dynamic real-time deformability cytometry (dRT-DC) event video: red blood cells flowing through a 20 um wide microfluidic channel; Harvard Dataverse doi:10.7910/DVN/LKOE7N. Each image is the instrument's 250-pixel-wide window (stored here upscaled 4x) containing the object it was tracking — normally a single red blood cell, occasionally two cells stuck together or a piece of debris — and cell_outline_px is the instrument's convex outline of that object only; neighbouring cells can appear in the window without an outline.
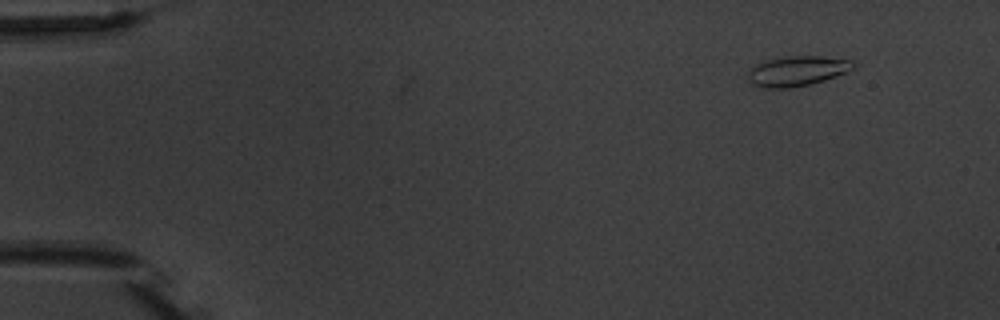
{"species": "common noctule bat (a hibernating species)", "species_latin": "Nyctalus noctula", "temperature_condition": "warm", "stored_images_in_passage": 8, "camera_frame_rate_fps": 3000, "um_per_image_px": 0.085, "animal": {"sex": "male", "body_mass_g": 20.1, "forearm_length_mm": 53.5}, "frame": {"image": 1, "passage_image": 1, "time_ms": 0.0, "image_size_px": [1000, 320], "cell_outline_px": [[856, 64], [848, 72], [824, 80], [808, 84], [788, 88], [760, 88], [752, 84], [748, 76], [748, 72], [756, 64], [764, 60], [792, 56], [820, 56], [852, 60]], "centroid_in_image_um": [67.75, 6.03], "position_along_channel_um": 17.2, "area_um2": 18.32}}
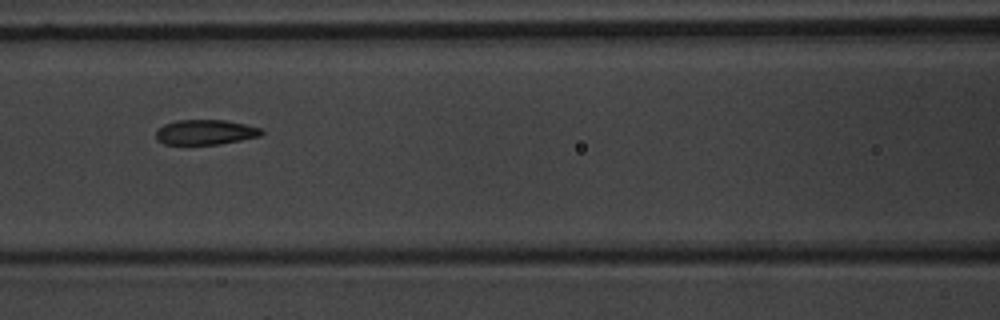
{"frame": {"image": 2, "passage_image": 5, "time_ms": 6.667, "image_size_px": [1000, 320], "cell_outline_px": [[264, 132], [260, 136], [220, 144], [164, 144], [156, 140], [156, 132], [164, 124], [176, 120], [224, 120], [244, 124], [260, 128]], "centroid_in_image_um": [17.44, 11.23], "position_along_channel_um": 149.2, "area_um2": 15.26}}
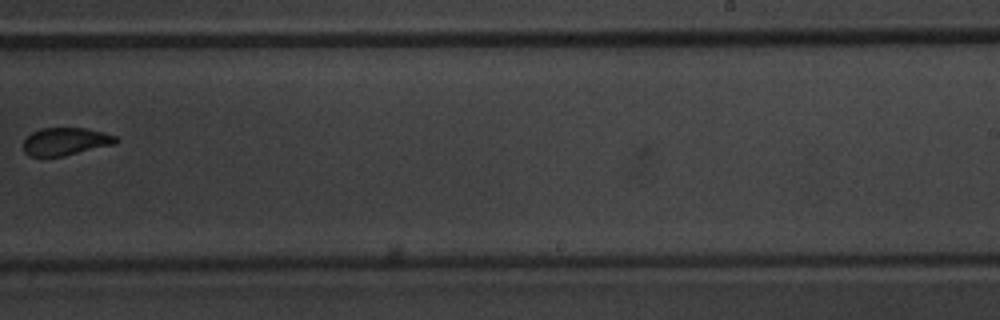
{"frame": {"image": 3, "passage_image": 8, "time_ms": 10.333, "image_size_px": [1000, 320], "cell_outline_px": [[120, 140], [116, 144], [64, 156], [28, 156], [24, 152], [24, 140], [32, 132], [40, 128], [84, 128], [104, 132], [116, 136]], "centroid_in_image_um": [5.6, 12.02], "position_along_channel_um": 283.4, "area_um2": 15.03}}